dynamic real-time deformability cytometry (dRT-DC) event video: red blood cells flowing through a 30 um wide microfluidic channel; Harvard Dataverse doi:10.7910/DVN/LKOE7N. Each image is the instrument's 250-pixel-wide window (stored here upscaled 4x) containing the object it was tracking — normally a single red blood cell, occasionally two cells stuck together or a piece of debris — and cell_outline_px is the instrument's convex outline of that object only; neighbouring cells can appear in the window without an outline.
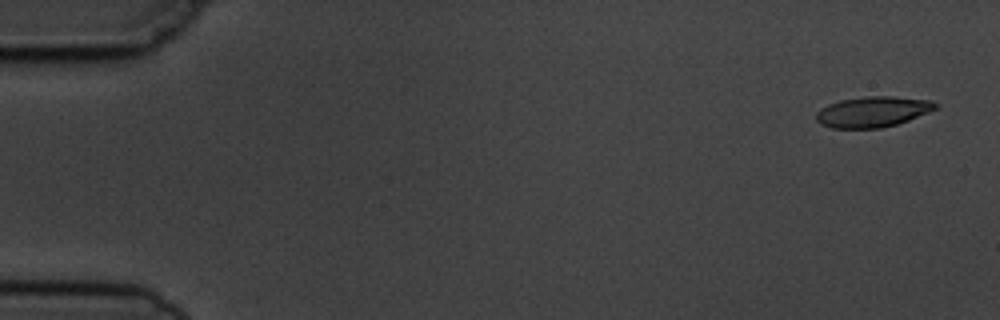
{"species": "common noctule bat (a hibernating species)", "species_latin": "Nyctalus noctula", "temperature_condition": "cold", "stored_images_in_passage": 5, "camera_frame_rate_fps": 3000, "um_per_image_px": 0.085, "animal": {"sex": "male", "body_mass_g": 19.5, "forearm_length_mm": 54.6}, "frame": {"image": 1, "passage_image": 1, "time_ms": 0.0, "image_size_px": [1000, 320], "cell_outline_px": [[940, 108], [908, 120], [896, 124], [880, 128], [832, 128], [820, 124], [816, 120], [816, 112], [820, 108], [828, 104], [840, 100], [864, 96], [892, 96], [928, 100], [940, 104]], "centroid_in_image_um": [74.19, 9.49], "position_along_channel_um": 10.8, "area_um2": 21.44}}
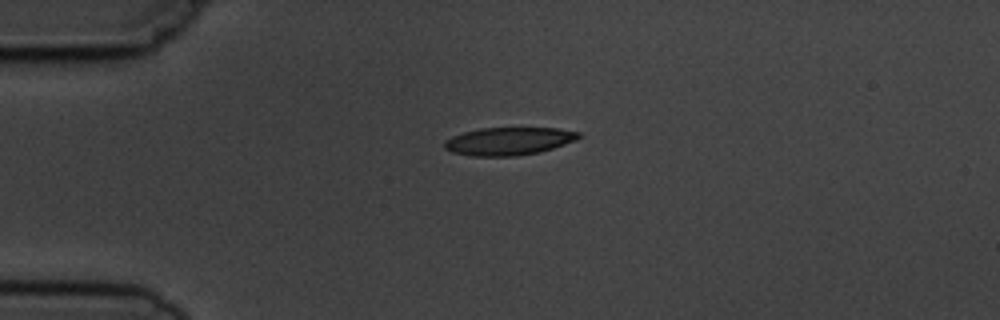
{"frame": {"image": 2, "passage_image": 4, "time_ms": 3.667, "image_size_px": [1000, 320], "cell_outline_px": [[580, 136], [576, 140], [540, 152], [516, 156], [472, 156], [452, 152], [444, 148], [444, 140], [452, 136], [464, 132], [480, 128], [556, 128], [580, 132]], "centroid_in_image_um": [43.22, 12.0], "position_along_channel_um": 41.8, "area_um2": 21.73}}